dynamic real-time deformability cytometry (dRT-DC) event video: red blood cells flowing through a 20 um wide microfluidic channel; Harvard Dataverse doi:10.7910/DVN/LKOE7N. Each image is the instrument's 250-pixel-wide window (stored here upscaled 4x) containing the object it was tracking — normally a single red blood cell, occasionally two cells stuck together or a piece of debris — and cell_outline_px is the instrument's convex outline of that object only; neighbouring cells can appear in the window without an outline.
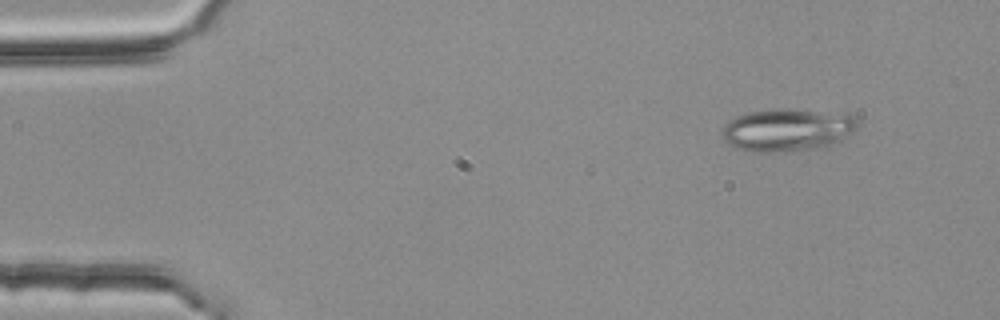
{"species": "common noctule bat (a hibernating species)", "species_latin": "Nyctalus noctula", "temperature_condition": "room temperature", "stored_images_in_passage": 3, "camera_frame_rate_fps": 3000, "um_per_image_px": 0.085, "animal": {"sex": "female", "body_mass_g": 25.1}, "frame": {"image": 1, "passage_image": 1, "time_ms": 0.0, "image_size_px": [1000, 320], "cell_outline_px": [[860, 124], [852, 132], [836, 144], [820, 148], [784, 152], [760, 152], [736, 148], [728, 144], [724, 140], [720, 132], [724, 124], [736, 116], [748, 112], [780, 108], [788, 108], [856, 116], [860, 120]], "centroid_in_image_um": [66.92, 11.05], "position_along_channel_um": 18.1, "area_um2": 33.99}}